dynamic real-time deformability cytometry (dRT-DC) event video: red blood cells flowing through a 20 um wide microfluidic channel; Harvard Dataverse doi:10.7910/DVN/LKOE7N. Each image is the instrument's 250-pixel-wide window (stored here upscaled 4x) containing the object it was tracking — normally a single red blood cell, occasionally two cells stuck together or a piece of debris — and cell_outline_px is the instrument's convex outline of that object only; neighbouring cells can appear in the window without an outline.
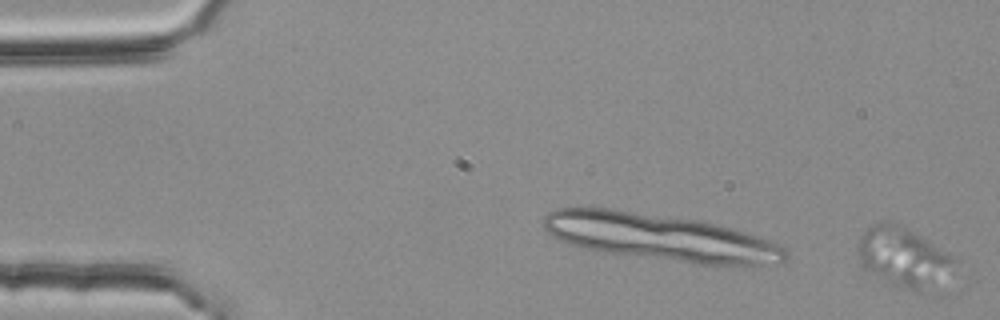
{"species": "common noctule bat (a hibernating species)", "species_latin": "Nyctalus noctula", "temperature_condition": "room temperature", "stored_images_in_passage": 46, "camera_frame_rate_fps": 3000, "um_per_image_px": 0.085, "animal": {"sex": "female", "body_mass_g": 25.1}, "frame": {"image": 1, "passage_image": 1, "time_ms": 0.0, "image_size_px": [1000, 320], "cell_outline_px": [[956, 256], [920, 296], [896, 288], [864, 268], [856, 252], [856, 244], [860, 236], [872, 224], [880, 220], [896, 220]], "centroid_in_image_um": [76.64, 21.78], "position_along_channel_um": 8.4, "area_um2": 33.41}}
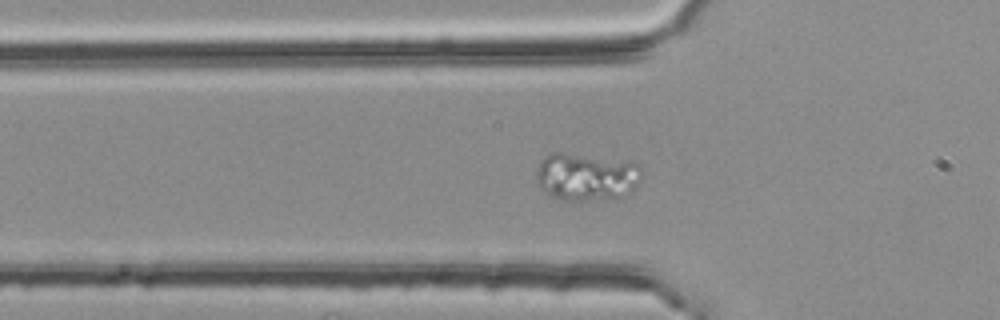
{"frame": {"image": 2, "passage_image": 19, "time_ms": 6.0, "image_size_px": [1000, 320], "cell_outline_px": [[644, 172], [636, 188], [632, 192], [616, 200], [576, 204], [556, 200], [544, 192], [536, 184], [536, 168], [540, 160], [544, 156], [552, 152], [564, 152], [640, 164]], "centroid_in_image_um": [49.82, 15.12], "position_along_channel_um": 76.0, "area_um2": 30.98}}
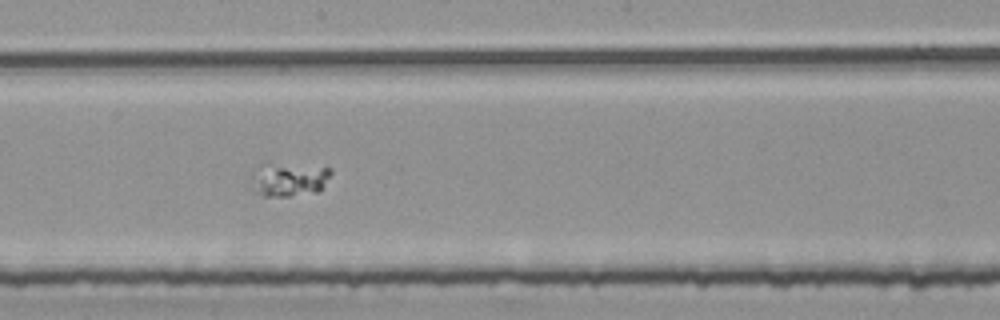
{"frame": {"image": 3, "passage_image": 31, "time_ms": 10.0, "image_size_px": [1000, 320], "cell_outline_px": [[332, 172], [320, 192], [288, 196], [264, 196], [260, 192], [252, 176], [252, 172], [260, 164], [332, 168]], "centroid_in_image_um": [24.64, 15.27], "position_along_channel_um": 223.6, "area_um2": 14.8}}